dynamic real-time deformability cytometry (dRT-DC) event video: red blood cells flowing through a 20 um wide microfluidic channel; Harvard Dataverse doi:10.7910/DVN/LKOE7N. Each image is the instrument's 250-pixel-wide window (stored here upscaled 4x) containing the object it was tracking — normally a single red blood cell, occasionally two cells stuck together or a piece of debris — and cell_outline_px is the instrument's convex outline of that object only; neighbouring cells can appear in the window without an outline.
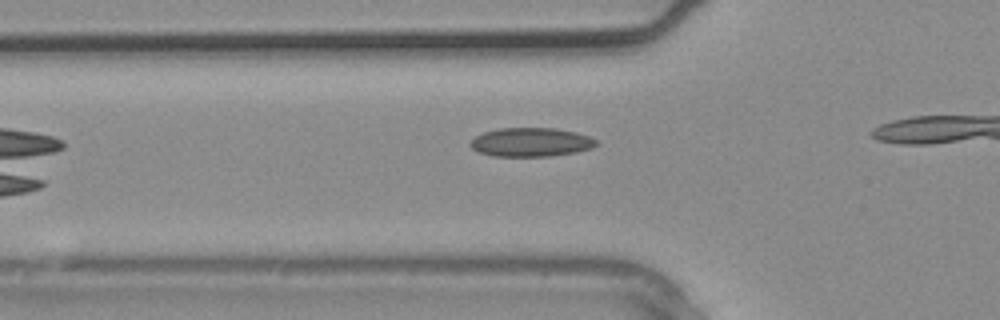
{"species": "common noctule bat (a hibernating species)", "species_latin": "Nyctalus noctula", "temperature_condition": "warm", "stored_images_in_passage": 3, "camera_frame_rate_fps": 3000, "um_per_image_px": 0.085, "animal": {"sex": "male", "body_mass_g": 20.4}, "frame": {"image": 1, "passage_image": 3, "time_ms": 0.667, "image_size_px": [1000, 320], "cell_outline_px": [[600, 144], [592, 148], [576, 152], [548, 156], [492, 156], [476, 152], [468, 144], [476, 136], [484, 132], [500, 128], [556, 128], [576, 132], [600, 140]], "centroid_in_image_um": [45.16, 12.09], "position_along_channel_um": 80.6, "area_um2": 21.39}}